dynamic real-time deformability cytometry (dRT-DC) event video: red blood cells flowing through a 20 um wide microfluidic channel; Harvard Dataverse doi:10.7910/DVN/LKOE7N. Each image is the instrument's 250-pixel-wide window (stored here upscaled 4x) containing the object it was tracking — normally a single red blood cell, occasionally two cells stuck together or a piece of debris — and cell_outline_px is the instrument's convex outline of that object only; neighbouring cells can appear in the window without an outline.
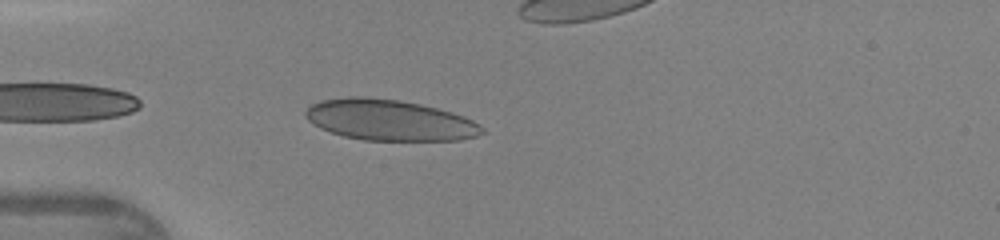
{"species": "human", "species_latin": "Homo sapiens", "temperature_condition": "warm", "stored_images_in_passage": 29, "camera_frame_rate_fps": 3000, "um_per_image_px": 0.085, "donor": {"sex": "female"}, "frame": {"image": 1, "passage_image": 2, "time_ms": 0.333, "image_size_px": [1000, 240], "cell_outline_px": [[484, 132], [476, 136], [460, 140], [364, 140], [344, 136], [320, 128], [308, 120], [304, 116], [304, 112], [312, 104], [320, 100], [348, 96], [364, 96], [400, 100], [420, 104], [452, 112], [464, 116], [480, 124], [484, 128]], "centroid_in_image_um": [33.1, 10.2], "position_along_channel_um": 51.9, "area_um2": 42.14}}
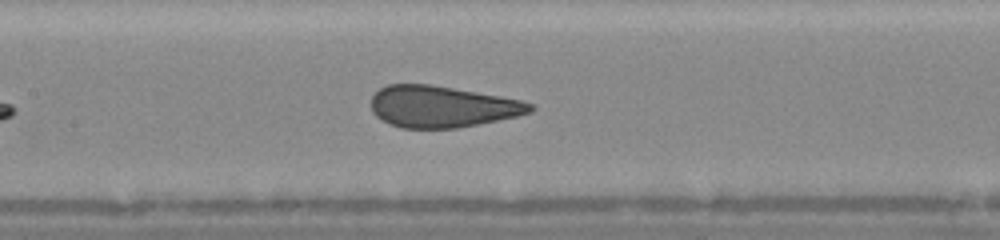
{"frame": {"image": 2, "passage_image": 11, "time_ms": 3.333, "image_size_px": [1000, 240], "cell_outline_px": [[536, 108], [532, 112], [516, 116], [456, 128], [400, 128], [388, 124], [376, 116], [372, 112], [372, 96], [380, 88], [388, 84], [432, 84], [500, 96], [520, 100], [532, 104]], "centroid_in_image_um": [37.54, 9.06], "position_along_channel_um": 169.9, "area_um2": 38.38}}
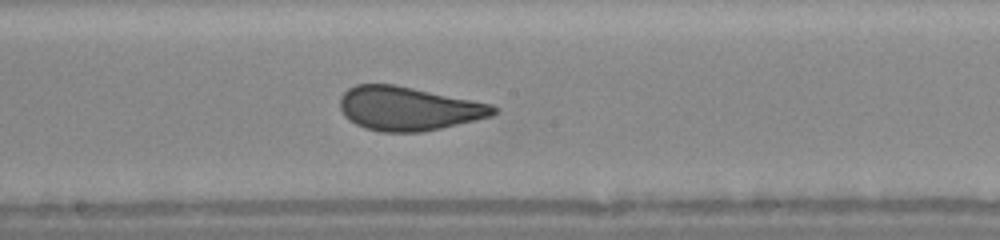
{"frame": {"image": 3, "passage_image": 14, "time_ms": 4.333, "image_size_px": [1000, 240], "cell_outline_px": [[500, 112], [492, 116], [440, 128], [420, 132], [380, 132], [356, 124], [348, 120], [344, 116], [340, 108], [340, 96], [348, 88], [356, 84], [396, 84], [492, 104], [500, 108]], "centroid_in_image_um": [34.72, 9.22], "position_along_channel_um": 213.5, "area_um2": 39.36}, "authors_computed_cell_mechanics": {"area_um2": 39.5352, "velocity_mm_per_s": 4.3795, "shape_relaxation_time_tau1_ms": 6.2195, "shape_relaxation_time_tau2_ms": null, "deformation_change_tau1": 0.1742, "deformation_change_tau2": null}}